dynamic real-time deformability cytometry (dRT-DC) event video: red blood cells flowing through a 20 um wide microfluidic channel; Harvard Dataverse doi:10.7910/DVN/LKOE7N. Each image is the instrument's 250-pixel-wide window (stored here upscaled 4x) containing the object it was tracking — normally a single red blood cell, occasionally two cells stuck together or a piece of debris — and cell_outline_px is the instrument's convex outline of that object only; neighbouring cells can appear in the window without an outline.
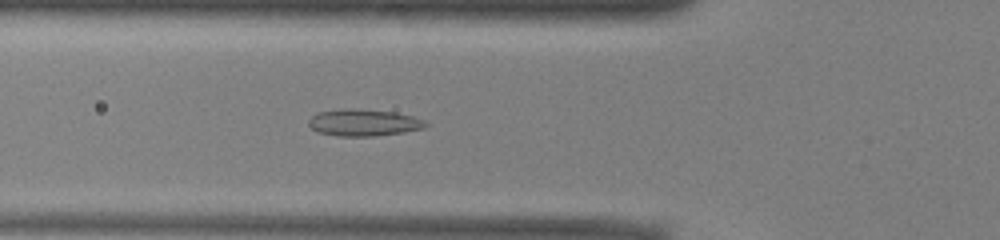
{"species": "common noctule bat (a hibernating species)", "species_latin": "Nyctalus noctula", "temperature_condition": "warm", "stored_images_in_passage": 48, "camera_frame_rate_fps": 3000, "um_per_image_px": 0.085, "animal": {"sex": "male", "body_mass_g": 13.0, "forearm_length_mm": 53.1}, "frame": {"image": 1, "passage_image": 15, "time_ms": 4.667, "image_size_px": [1000, 240], "cell_outline_px": [[428, 124], [424, 128], [404, 132], [376, 136], [336, 136], [320, 132], [312, 128], [308, 124], [308, 120], [312, 116], [320, 112], [352, 108], [396, 112], [412, 116], [424, 120]], "centroid_in_image_um": [30.94, 10.43], "position_along_channel_um": 94.9, "area_um2": 18.15}}
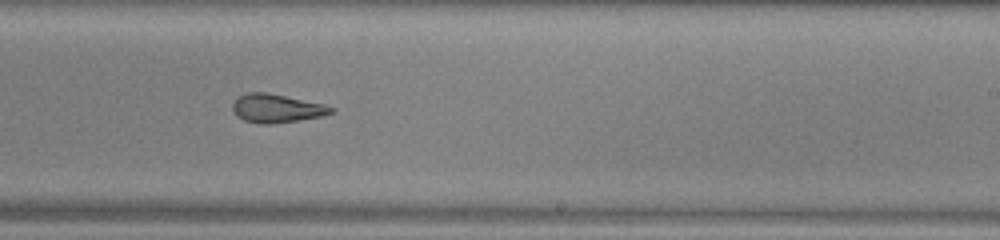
{"frame": {"image": 2, "passage_image": 28, "time_ms": 9.0, "image_size_px": [1000, 240], "cell_outline_px": [[336, 112], [324, 116], [268, 124], [264, 124], [244, 120], [236, 116], [232, 108], [232, 104], [236, 96], [248, 92], [268, 92], [324, 104], [336, 108]], "centroid_in_image_um": [23.52, 9.19], "position_along_channel_um": 265.5, "area_um2": 16.53}}
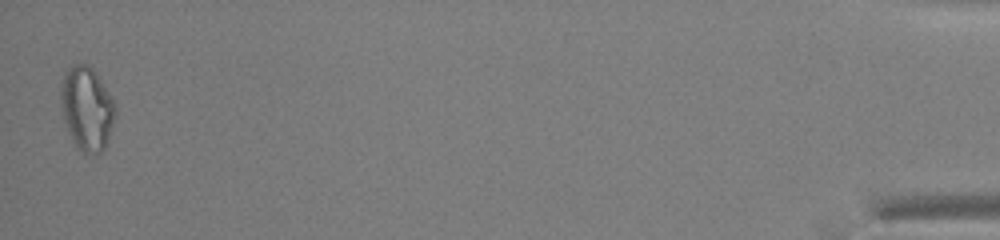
{"frame": {"image": 3, "passage_image": 48, "time_ms": 15.667, "image_size_px": [1000, 240], "cell_outline_px": [[116, 116], [104, 152], [88, 156], [80, 152], [76, 148], [68, 132], [64, 120], [60, 104], [60, 84], [64, 72], [72, 64], [88, 64], [96, 72], [116, 104]], "centroid_in_image_um": [7.38, 9.26], "position_along_channel_um": 427.8, "area_um2": 27.4}, "authors_computed_cell_mechanics": {"area_um2": 18.4382, "velocity_mm_per_s": 3.9366, "shape_relaxation_time_tau1_ms": null, "shape_relaxation_time_tau2_ms": 1.868, "deformation_change_tau1": null, "deformation_change_tau2": 0.1011}}